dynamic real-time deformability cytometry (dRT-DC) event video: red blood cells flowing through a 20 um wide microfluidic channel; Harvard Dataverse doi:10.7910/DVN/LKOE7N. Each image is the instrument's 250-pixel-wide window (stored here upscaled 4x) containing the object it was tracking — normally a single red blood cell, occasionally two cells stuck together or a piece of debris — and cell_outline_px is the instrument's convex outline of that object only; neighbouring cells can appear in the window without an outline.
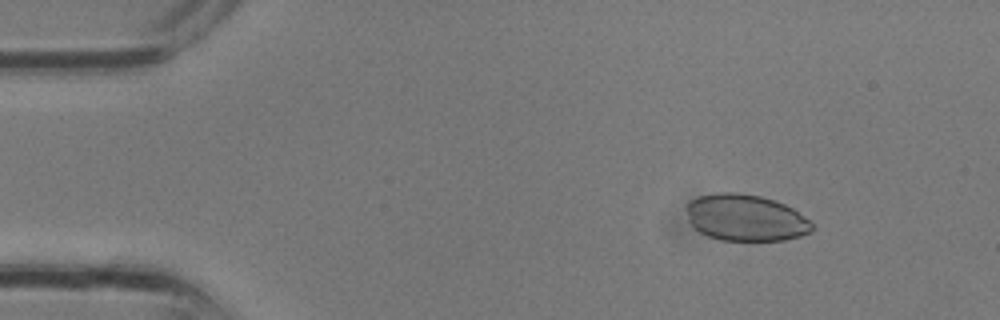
{"species": "common noctule bat (a hibernating species)", "species_latin": "Nyctalus noctula", "temperature_condition": "room temperature", "stored_images_in_passage": 18, "camera_frame_rate_fps": 3000, "um_per_image_px": 0.085, "animal": {"sex": "male", "body_mass_g": 13.3}, "frame": {"image": 1, "passage_image": 1, "time_ms": 0.0, "image_size_px": [1000, 320], "cell_outline_px": [[812, 232], [800, 236], [784, 240], [720, 240], [708, 236], [700, 232], [688, 220], [688, 200], [700, 196], [716, 192], [736, 192], [760, 196], [784, 204], [792, 208], [808, 220], [812, 224]], "centroid_in_image_um": [63.36, 18.51], "position_along_channel_um": 21.6, "area_um2": 33.81}}